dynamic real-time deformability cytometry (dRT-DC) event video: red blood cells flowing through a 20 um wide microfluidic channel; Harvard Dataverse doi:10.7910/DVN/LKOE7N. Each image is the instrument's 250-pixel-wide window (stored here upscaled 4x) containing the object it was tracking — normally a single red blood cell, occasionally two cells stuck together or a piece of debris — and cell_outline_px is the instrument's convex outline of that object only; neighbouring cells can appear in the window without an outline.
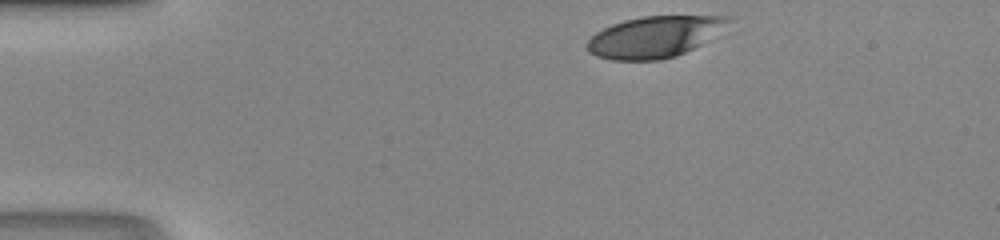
{"species": "human", "species_latin": "Homo sapiens", "temperature_condition": "room temperature", "stored_images_in_passage": 31, "camera_frame_rate_fps": 3000, "um_per_image_px": 0.085, "donor": {"sex": "male"}, "frame": {"image": 1, "passage_image": 1, "time_ms": 0.0, "image_size_px": [1000, 240], "cell_outline_px": [[732, 20], [700, 44], [676, 56], [660, 60], [612, 60], [596, 56], [588, 52], [584, 44], [596, 32], [612, 24], [624, 20], [644, 16], [732, 16]], "centroid_in_image_um": [55.54, 3.13], "position_along_channel_um": 29.5, "area_um2": 33.58}}
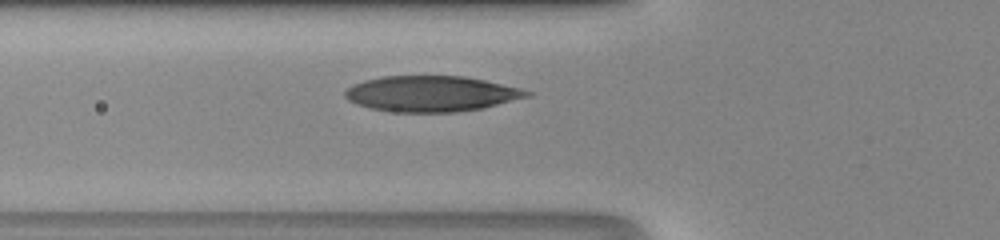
{"frame": {"image": 2, "passage_image": 10, "time_ms": 3.0, "image_size_px": [1000, 240], "cell_outline_px": [[532, 96], [484, 108], [456, 112], [388, 112], [368, 108], [356, 104], [348, 100], [344, 96], [344, 92], [352, 84], [364, 80], [380, 76], [464, 76], [484, 80], [520, 88], [532, 92]], "centroid_in_image_um": [36.64, 7.97], "position_along_channel_um": 89.2, "area_um2": 38.21}}
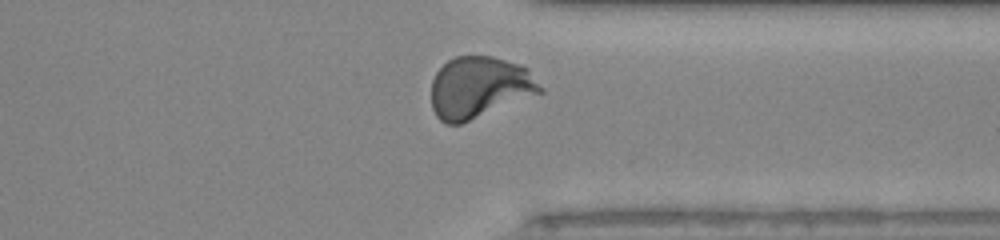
{"frame": {"image": 3, "passage_image": 29, "time_ms": 9.333, "image_size_px": [1000, 240], "cell_outline_px": [[544, 92], [460, 124], [448, 124], [440, 120], [436, 116], [432, 108], [432, 80], [436, 72], [448, 60], [456, 56], [492, 56], [520, 64], [528, 68], [544, 88]], "centroid_in_image_um": [40.77, 7.42], "position_along_channel_um": 370.6, "area_um2": 39.19}}